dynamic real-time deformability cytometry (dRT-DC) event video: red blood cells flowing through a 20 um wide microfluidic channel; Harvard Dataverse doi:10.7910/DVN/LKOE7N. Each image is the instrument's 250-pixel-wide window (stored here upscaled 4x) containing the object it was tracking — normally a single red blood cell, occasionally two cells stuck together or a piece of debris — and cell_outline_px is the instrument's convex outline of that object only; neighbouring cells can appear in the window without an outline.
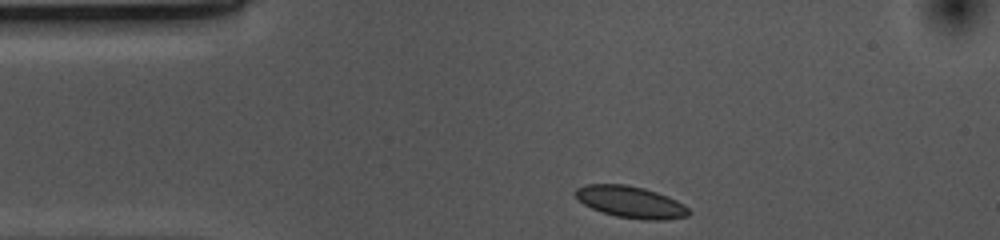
{"species": "common noctule bat (a hibernating species)", "species_latin": "Nyctalus noctula", "temperature_condition": "cold", "stored_images_in_passage": 33, "camera_frame_rate_fps": 3000, "um_per_image_px": 0.085, "animal": {"sex": "female", "body_mass_g": 10.0, "forearm_length_mm": 53.1}, "frame": {"image": 1, "passage_image": 1, "time_ms": 0.0, "image_size_px": [1000, 240], "cell_outline_px": [[692, 212], [688, 216], [664, 220], [644, 220], [616, 216], [592, 208], [584, 204], [572, 192], [576, 188], [584, 184], [624, 184], [644, 188], [668, 196], [684, 204]], "centroid_in_image_um": [53.62, 17.17], "position_along_channel_um": 31.4, "area_um2": 20.98}}
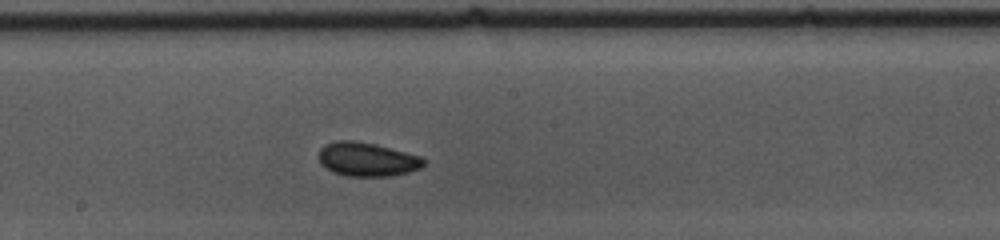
{"frame": {"image": 2, "passage_image": 19, "time_ms": 6.0, "image_size_px": [1000, 240], "cell_outline_px": [[424, 164], [420, 168], [408, 172], [388, 176], [348, 176], [332, 172], [324, 168], [320, 164], [320, 148], [324, 144], [336, 140], [356, 140], [376, 144], [420, 156], [424, 160]], "centroid_in_image_um": [31.16, 13.53], "position_along_channel_um": 217.0, "area_um2": 20.75}}
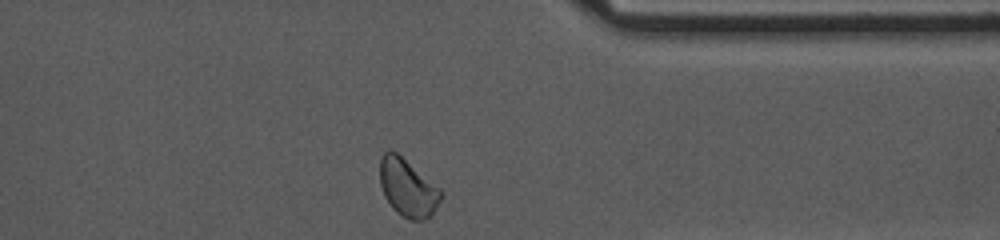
{"frame": {"image": 3, "passage_image": 33, "time_ms": 10.667, "image_size_px": [1000, 240], "cell_outline_px": [[444, 196], [432, 212], [424, 220], [412, 220], [400, 216], [392, 208], [384, 196], [380, 184], [380, 156], [384, 152], [396, 152], [440, 188], [444, 192]], "centroid_in_image_um": [34.65, 15.98], "position_along_channel_um": 376.7, "area_um2": 20.4}, "authors_computed_cell_mechanics": {"area_um2": 20.3456, "velocity_mm_per_s": 3.6438, "shape_relaxation_time_tau1_ms": 1.8462, "shape_relaxation_time_tau2_ms": 2.6045, "deformation_change_tau1": 0.0597, "deformation_change_tau2": 0.0566}}